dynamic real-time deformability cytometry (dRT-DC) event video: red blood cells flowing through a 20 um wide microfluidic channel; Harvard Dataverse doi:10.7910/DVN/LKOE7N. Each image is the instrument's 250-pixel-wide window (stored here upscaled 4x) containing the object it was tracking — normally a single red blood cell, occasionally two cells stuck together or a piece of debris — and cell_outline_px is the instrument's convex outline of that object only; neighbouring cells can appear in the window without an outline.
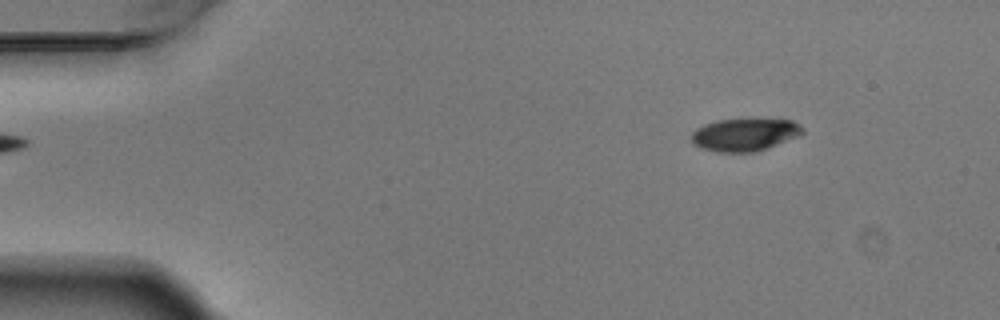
{"species": "Egyptian fruit bat (a non-hibernating species)", "species_latin": "Rousettus aegyptiacus", "temperature_condition": "warm", "stored_images_in_passage": 8, "camera_frame_rate_fps": 3000, "um_per_image_px": 0.085, "animal": {"sex": "male"}, "frame": {"image": 1, "passage_image": 1, "time_ms": 0.0, "image_size_px": [1000, 320], "cell_outline_px": [[804, 132], [800, 136], [768, 148], [756, 152], [716, 152], [692, 144], [692, 132], [696, 128], [704, 124], [716, 120], [792, 120], [800, 124], [804, 128]], "centroid_in_image_um": [63.32, 11.46], "position_along_channel_um": 21.7, "area_um2": 21.1}}
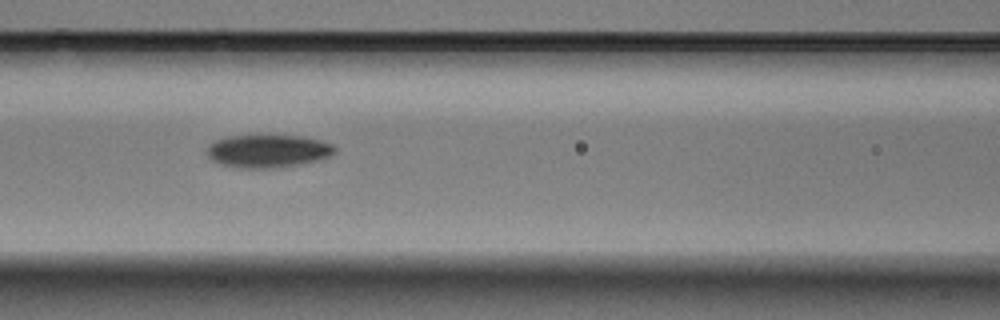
{"frame": {"image": 2, "passage_image": 5, "time_ms": 1.333, "image_size_px": [1000, 320], "cell_outline_px": [[336, 152], [328, 156], [316, 160], [300, 164], [276, 168], [236, 168], [220, 164], [212, 160], [208, 156], [208, 144], [216, 140], [228, 136], [300, 136], [332, 144], [336, 148]], "centroid_in_image_um": [22.73, 12.85], "position_along_channel_um": 143.9, "area_um2": 24.28}}
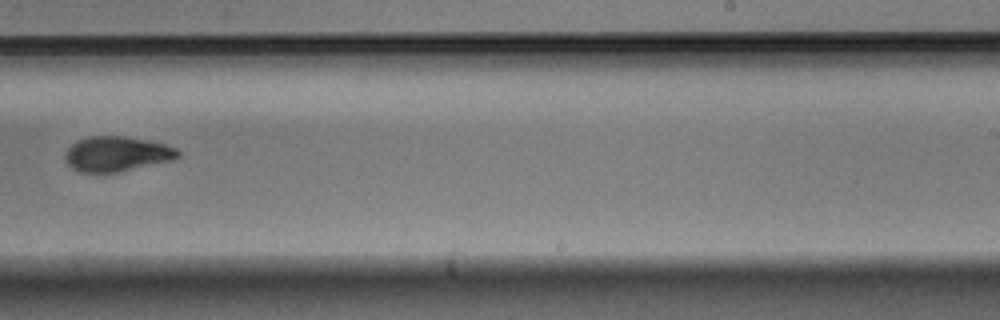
{"frame": {"image": 3, "passage_image": 8, "time_ms": 2.333, "image_size_px": [1000, 320], "cell_outline_px": [[180, 156], [172, 160], [120, 172], [80, 172], [72, 168], [68, 164], [64, 156], [68, 148], [76, 140], [88, 136], [124, 136], [164, 144], [176, 148], [180, 152]], "centroid_in_image_um": [9.91, 13.08], "position_along_channel_um": 279.1, "area_um2": 22.95}}